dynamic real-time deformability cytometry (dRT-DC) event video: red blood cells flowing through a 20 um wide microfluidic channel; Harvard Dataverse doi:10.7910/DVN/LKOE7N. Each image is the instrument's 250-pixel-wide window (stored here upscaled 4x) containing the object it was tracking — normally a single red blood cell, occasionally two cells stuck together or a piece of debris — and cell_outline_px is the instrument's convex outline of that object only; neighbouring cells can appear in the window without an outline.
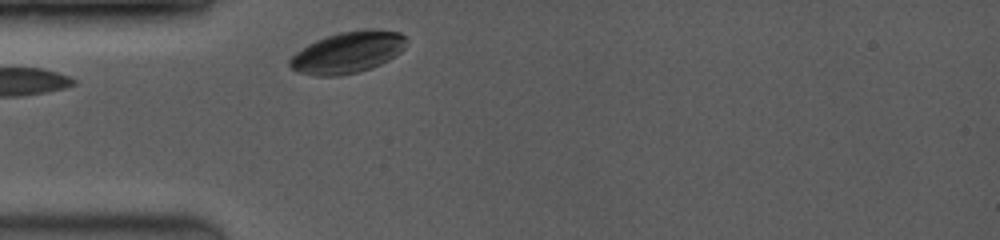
{"species": "common noctule bat (a hibernating species)", "species_latin": "Nyctalus noctula", "temperature_condition": "room temperature", "stored_images_in_passage": 34, "camera_frame_rate_fps": 3500, "um_per_image_px": 0.085, "animal": {"sex": "female", "body_mass_g": 19.0, "forearm_length_mm": 53.3}, "frame": {"image": 1, "passage_image": 1, "time_ms": 0.0, "image_size_px": [1000, 240], "cell_outline_px": [[408, 40], [404, 48], [400, 52], [388, 60], [380, 64], [356, 72], [340, 76], [316, 76], [296, 72], [288, 64], [288, 60], [296, 52], [308, 44], [316, 40], [340, 32], [364, 28], [376, 28], [400, 32]], "centroid_in_image_um": [29.56, 4.43], "position_along_channel_um": 55.4, "area_um2": 28.32}}